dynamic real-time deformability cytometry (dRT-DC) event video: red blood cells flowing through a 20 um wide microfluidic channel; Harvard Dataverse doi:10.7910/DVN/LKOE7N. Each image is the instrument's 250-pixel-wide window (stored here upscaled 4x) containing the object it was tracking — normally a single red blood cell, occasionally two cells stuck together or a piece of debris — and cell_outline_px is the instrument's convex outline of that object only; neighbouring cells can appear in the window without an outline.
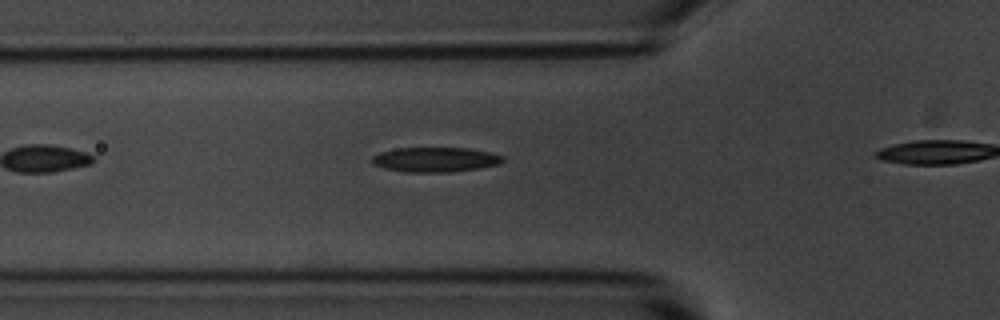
{"species": "common noctule bat (a hibernating species)", "species_latin": "Nyctalus noctula", "temperature_condition": "room temperature", "stored_images_in_passage": 4, "camera_frame_rate_fps": 3000, "um_per_image_px": 0.085, "animal": {"sex": "male", "body_mass_g": 20.1, "forearm_length_mm": 53.5}, "frame": {"image": 1, "passage_image": 3, "time_ms": 2.333, "image_size_px": [1000, 320], "cell_outline_px": [[504, 160], [500, 164], [480, 168], [452, 172], [408, 172], [384, 168], [372, 164], [372, 156], [380, 152], [396, 148], [468, 148], [488, 152], [504, 156]], "centroid_in_image_um": [37.01, 13.57], "position_along_channel_um": 88.8, "area_um2": 18.9}}